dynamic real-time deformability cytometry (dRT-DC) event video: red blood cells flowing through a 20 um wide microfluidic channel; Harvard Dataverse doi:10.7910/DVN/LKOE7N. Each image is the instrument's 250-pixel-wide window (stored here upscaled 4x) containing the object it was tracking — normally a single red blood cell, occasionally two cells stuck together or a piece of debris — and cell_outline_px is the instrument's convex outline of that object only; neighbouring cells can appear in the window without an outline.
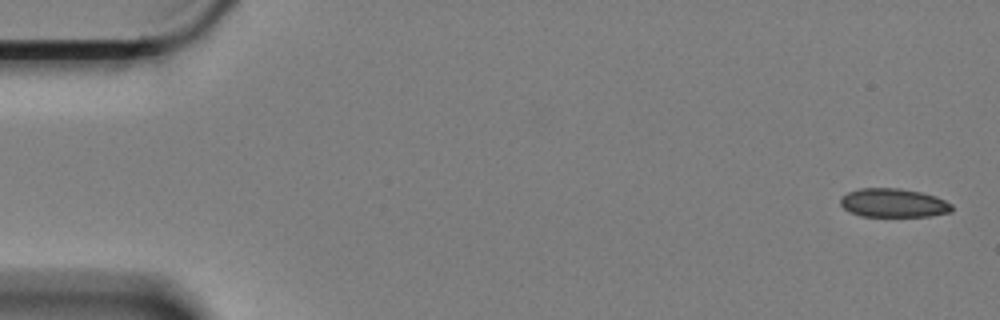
{"species": "Egyptian fruit bat (a non-hibernating species)", "species_latin": "Rousettus aegyptiacus", "temperature_condition": "cold", "stored_images_in_passage": 5, "segment_of_instrument_passage": [1, 2], "camera_frame_rate_fps": 3000, "um_per_image_px": 0.085, "animal": {"sex": "female"}, "frame": {"image": 1, "passage_image": 1, "time_ms": 0.0, "image_size_px": [1000, 320], "cell_outline_px": [[952, 212], [932, 216], [860, 216], [844, 208], [840, 204], [840, 196], [848, 192], [860, 188], [900, 188], [920, 192], [936, 196], [952, 204]], "centroid_in_image_um": [75.95, 17.24], "position_along_channel_um": 9.1, "area_um2": 18.73}}
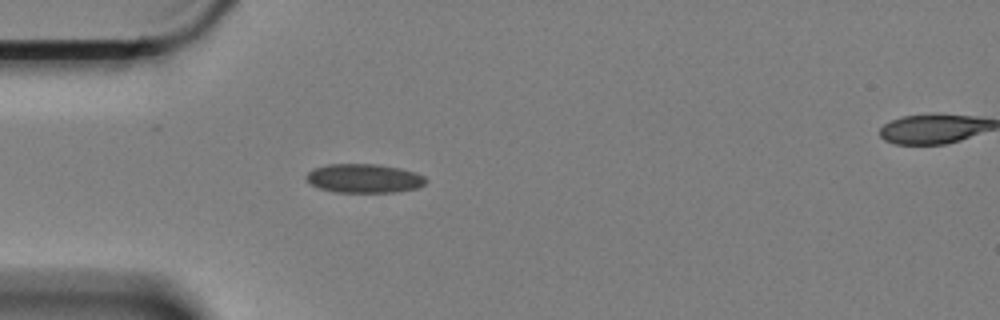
{"frame": {"image": 2, "passage_image": 4, "time_ms": 1.0, "image_size_px": [1000, 320], "cell_outline_px": [[428, 180], [424, 184], [416, 188], [392, 192], [332, 192], [320, 188], [312, 184], [304, 176], [312, 168], [328, 164], [376, 164], [400, 168], [416, 172], [424, 176]], "centroid_in_image_um": [30.93, 15.15], "position_along_channel_um": 54.1, "area_um2": 20.17}}